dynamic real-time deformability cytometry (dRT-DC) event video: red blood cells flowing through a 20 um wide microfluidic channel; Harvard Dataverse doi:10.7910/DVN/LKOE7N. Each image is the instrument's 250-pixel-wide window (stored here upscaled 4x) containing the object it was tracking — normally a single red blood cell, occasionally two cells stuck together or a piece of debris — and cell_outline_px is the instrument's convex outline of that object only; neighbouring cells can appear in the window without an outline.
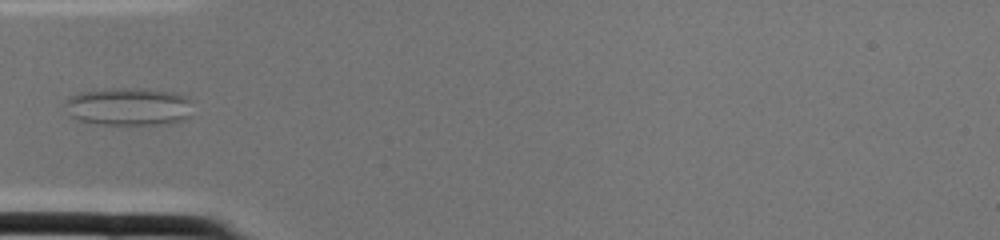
{"species": "common noctule bat (a hibernating species)", "species_latin": "Nyctalus noctula", "temperature_condition": "cold", "stored_images_in_passage": 2, "camera_frame_rate_fps": 3000, "um_per_image_px": 0.085, "animal": {"sex": "female", "body_mass_g": 22.0, "forearm_length_mm": 56.7}, "frame": {"image": 1, "passage_image": 2, "time_ms": 0.333, "image_size_px": [1000, 240], "cell_outline_px": [[188, 116], [184, 120], [168, 124], [100, 124], [76, 120], [68, 116], [68, 96], [80, 92], [104, 88], [144, 88], [172, 92], [188, 96]], "centroid_in_image_um": [10.89, 9.05], "position_along_channel_um": 74.1, "area_um2": 28.15}}